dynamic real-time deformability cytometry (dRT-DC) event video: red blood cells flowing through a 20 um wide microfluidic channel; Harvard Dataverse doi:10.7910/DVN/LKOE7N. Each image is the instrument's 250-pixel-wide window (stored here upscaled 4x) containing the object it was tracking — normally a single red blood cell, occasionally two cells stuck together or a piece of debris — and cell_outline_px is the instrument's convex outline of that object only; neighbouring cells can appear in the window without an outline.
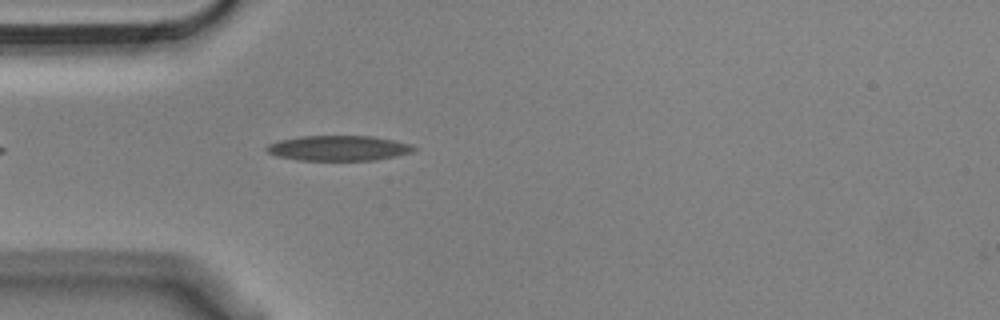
{"species": "Egyptian fruit bat (a non-hibernating species)", "species_latin": "Rousettus aegyptiacus", "temperature_condition": "cold", "stored_images_in_passage": 6, "camera_frame_rate_fps": 3000, "um_per_image_px": 0.085, "animal": {"sex": "male"}, "frame": {"image": 1, "passage_image": 5, "time_ms": 1.333, "image_size_px": [1000, 320], "cell_outline_px": [[416, 148], [412, 152], [396, 156], [376, 160], [296, 160], [276, 156], [268, 152], [264, 148], [268, 144], [280, 140], [300, 136], [372, 136], [412, 144]], "centroid_in_image_um": [28.76, 12.59], "position_along_channel_um": 56.2, "area_um2": 21.62}}